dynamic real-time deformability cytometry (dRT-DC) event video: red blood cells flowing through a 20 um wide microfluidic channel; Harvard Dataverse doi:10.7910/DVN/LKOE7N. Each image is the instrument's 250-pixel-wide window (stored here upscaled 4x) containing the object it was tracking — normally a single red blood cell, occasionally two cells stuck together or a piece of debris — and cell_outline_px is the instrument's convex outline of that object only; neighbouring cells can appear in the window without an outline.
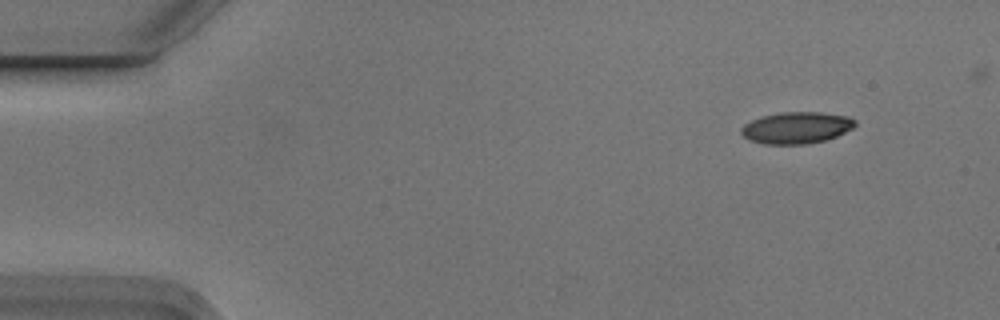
{"species": "Egyptian fruit bat (a non-hibernating species)", "species_latin": "Rousettus aegyptiacus", "temperature_condition": "cold", "stored_images_in_passage": 5, "camera_frame_rate_fps": 3000, "um_per_image_px": 0.085, "animal": {"sex": "male"}, "frame": {"image": 1, "passage_image": 1, "time_ms": 0.0, "image_size_px": [1000, 320], "cell_outline_px": [[856, 124], [852, 128], [836, 136], [824, 140], [808, 144], [764, 144], [748, 140], [740, 132], [740, 128], [744, 124], [752, 120], [764, 116], [780, 112], [820, 112], [848, 116], [856, 120]], "centroid_in_image_um": [67.68, 10.86], "position_along_channel_um": 17.3, "area_um2": 20.98}}
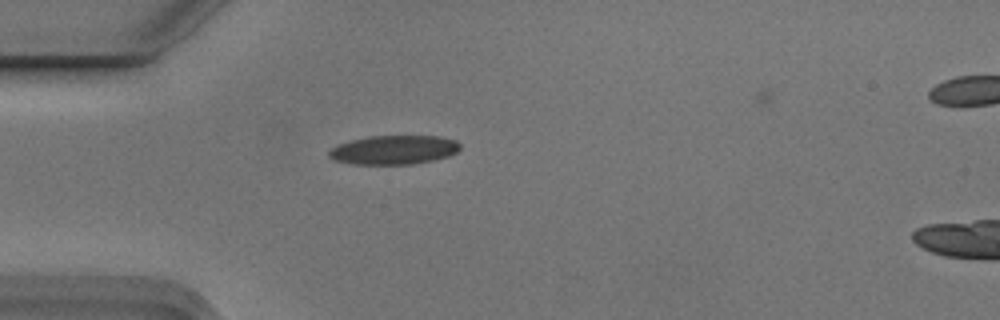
{"frame": {"image": 2, "passage_image": 4, "time_ms": 1.0, "image_size_px": [1000, 320], "cell_outline_px": [[460, 148], [456, 152], [448, 156], [432, 160], [412, 164], [352, 164], [336, 160], [328, 156], [328, 152], [332, 148], [340, 144], [352, 140], [372, 136], [440, 136], [456, 140], [460, 144]], "centroid_in_image_um": [33.5, 12.74], "position_along_channel_um": 51.5, "area_um2": 21.96}}